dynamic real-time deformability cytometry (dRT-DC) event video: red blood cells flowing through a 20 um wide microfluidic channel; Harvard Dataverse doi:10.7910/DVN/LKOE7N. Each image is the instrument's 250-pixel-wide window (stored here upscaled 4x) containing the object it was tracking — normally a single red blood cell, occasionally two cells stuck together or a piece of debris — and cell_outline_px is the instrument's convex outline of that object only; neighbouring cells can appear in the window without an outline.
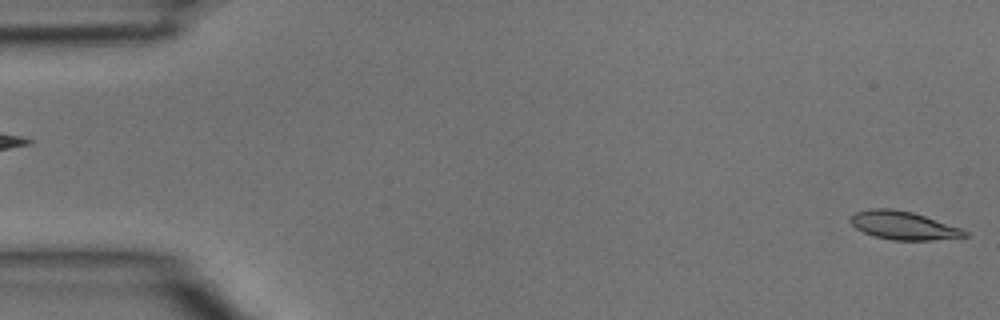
{"species": "common noctule bat (a hibernating species)", "species_latin": "Nyctalus noctula", "temperature_condition": "room temperature", "stored_images_in_passage": 3, "segment_of_instrument_passage": [2, 2], "camera_frame_rate_fps": 3000, "um_per_image_px": 0.085, "animal": {"sex": "male", "body_mass_g": 15.6}, "frame": {"image": 1, "passage_image": 3, "time_ms": 0.667, "image_size_px": [1000, 320], "cell_outline_px": [[968, 236], [932, 240], [892, 240], [876, 236], [864, 232], [856, 228], [848, 220], [856, 212], [872, 208], [892, 208], [912, 212], [960, 228], [968, 232]], "centroid_in_image_um": [76.76, 19.16], "position_along_channel_um": 8.2, "area_um2": 18.55}}